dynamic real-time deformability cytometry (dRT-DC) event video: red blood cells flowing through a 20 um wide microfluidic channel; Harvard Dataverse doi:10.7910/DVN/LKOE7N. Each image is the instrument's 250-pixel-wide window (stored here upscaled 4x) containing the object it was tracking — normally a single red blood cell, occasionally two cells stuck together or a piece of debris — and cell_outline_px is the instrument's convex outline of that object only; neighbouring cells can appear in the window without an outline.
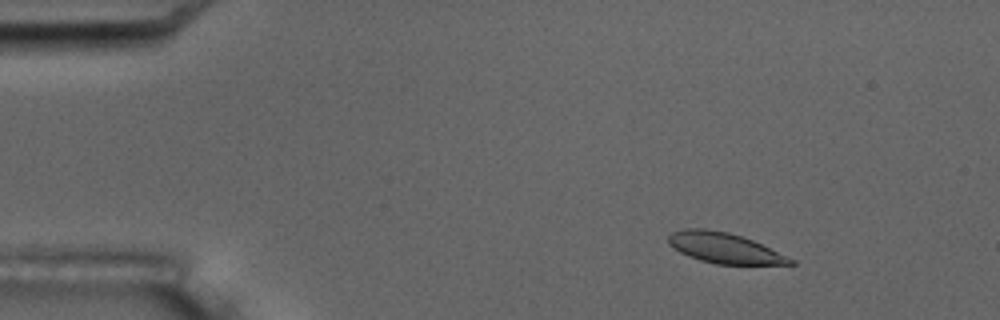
{"species": "common noctule bat (a hibernating species)", "species_latin": "Nyctalus noctula", "temperature_condition": "room temperature", "stored_images_in_passage": 8, "camera_frame_rate_fps": 3000, "um_per_image_px": 0.085, "animal": {"sex": "male", "body_mass_g": 17.5, "forearm_length_mm": 52.3}, "frame": {"image": 1, "passage_image": 3, "time_ms": 2.333, "image_size_px": [1000, 320], "cell_outline_px": [[796, 264], [716, 264], [700, 260], [688, 256], [672, 248], [668, 244], [668, 236], [672, 232], [684, 228], [704, 228], [728, 232], [752, 240], [796, 260]], "centroid_in_image_um": [61.53, 21.07], "position_along_channel_um": 23.5, "area_um2": 21.56}}